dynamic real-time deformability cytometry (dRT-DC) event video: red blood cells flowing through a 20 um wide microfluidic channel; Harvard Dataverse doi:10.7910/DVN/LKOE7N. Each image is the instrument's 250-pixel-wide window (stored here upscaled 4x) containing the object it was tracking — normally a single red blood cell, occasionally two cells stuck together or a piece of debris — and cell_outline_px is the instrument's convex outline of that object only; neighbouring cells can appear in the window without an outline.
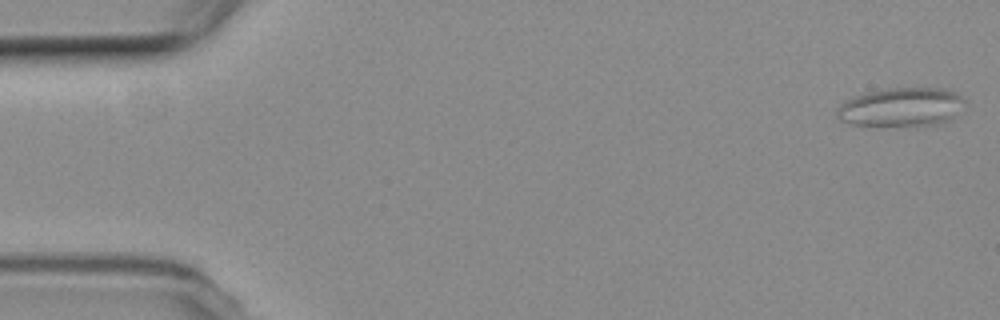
{"species": "common noctule bat (a hibernating species)", "species_latin": "Nyctalus noctula", "temperature_condition": "room temperature", "stored_images_in_passage": 4, "camera_frame_rate_fps": 3000, "um_per_image_px": 0.085, "animal": {"sex": "female", "body_mass_g": 19.3, "forearm_length_mm": 54.1}, "frame": {"image": 1, "passage_image": 1, "time_ms": 0.0, "image_size_px": [1000, 320], "cell_outline_px": [[964, 100], [948, 120], [916, 128], [876, 128], [852, 124], [840, 120], [836, 116], [836, 112], [840, 104], [856, 96], [868, 92], [888, 88], [944, 88], [956, 92]], "centroid_in_image_um": [76.52, 9.16], "position_along_channel_um": 8.5, "area_um2": 29.42}}